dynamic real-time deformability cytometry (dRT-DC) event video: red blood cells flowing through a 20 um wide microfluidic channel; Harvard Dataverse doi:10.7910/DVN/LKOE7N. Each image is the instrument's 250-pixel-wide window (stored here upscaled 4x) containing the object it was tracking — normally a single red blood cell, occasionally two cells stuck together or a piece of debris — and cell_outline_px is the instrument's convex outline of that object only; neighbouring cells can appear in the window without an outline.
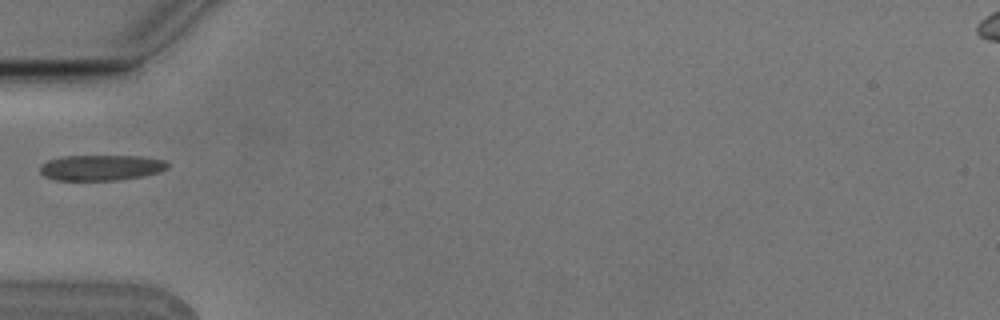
{"species": "Egyptian fruit bat (a non-hibernating species)", "species_latin": "Rousettus aegyptiacus", "temperature_condition": "cold", "stored_images_in_passage": 2, "camera_frame_rate_fps": 3000, "um_per_image_px": 0.085, "animal": {"sex": "male"}, "frame": {"image": 1, "passage_image": 1, "time_ms": 0.0, "image_size_px": [1000, 320], "cell_outline_px": [[168, 168], [160, 172], [144, 176], [116, 180], [56, 180], [44, 176], [40, 172], [40, 164], [48, 160], [60, 156], [140, 156], [164, 160], [168, 164]], "centroid_in_image_um": [8.58, 14.25], "position_along_channel_um": 76.4, "area_um2": 19.13}}